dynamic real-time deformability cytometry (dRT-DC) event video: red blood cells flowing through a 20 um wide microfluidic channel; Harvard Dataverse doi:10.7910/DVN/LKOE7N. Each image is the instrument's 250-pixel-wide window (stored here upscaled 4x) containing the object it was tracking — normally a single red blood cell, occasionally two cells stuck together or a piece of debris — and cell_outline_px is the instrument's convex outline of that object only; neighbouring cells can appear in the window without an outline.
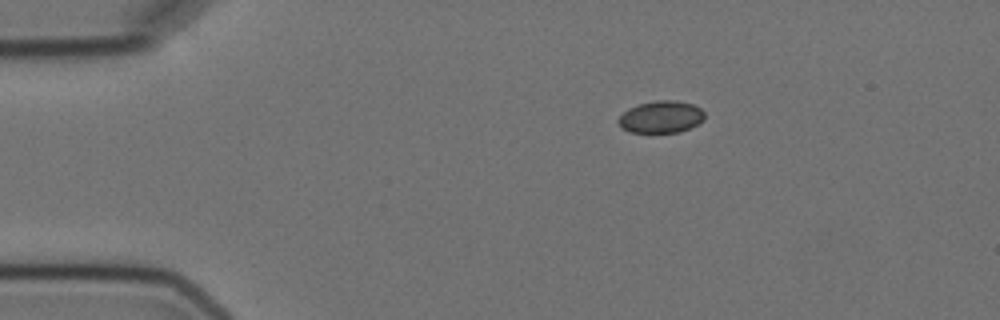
{"species": "Egyptian fruit bat (a non-hibernating species)", "species_latin": "Rousettus aegyptiacus", "temperature_condition": "cold", "stored_images_in_passage": 3, "camera_frame_rate_fps": 3000, "um_per_image_px": 0.085, "animal": {"sex": "female"}, "frame": {"image": 1, "passage_image": 1, "time_ms": 0.0, "image_size_px": [1000, 320], "cell_outline_px": [[704, 120], [680, 132], [628, 132], [620, 128], [616, 120], [628, 108], [640, 104], [656, 100], [676, 100], [692, 104], [700, 108], [704, 112]], "centroid_in_image_um": [56.15, 9.94], "position_along_channel_um": 28.8, "area_um2": 16.13}}